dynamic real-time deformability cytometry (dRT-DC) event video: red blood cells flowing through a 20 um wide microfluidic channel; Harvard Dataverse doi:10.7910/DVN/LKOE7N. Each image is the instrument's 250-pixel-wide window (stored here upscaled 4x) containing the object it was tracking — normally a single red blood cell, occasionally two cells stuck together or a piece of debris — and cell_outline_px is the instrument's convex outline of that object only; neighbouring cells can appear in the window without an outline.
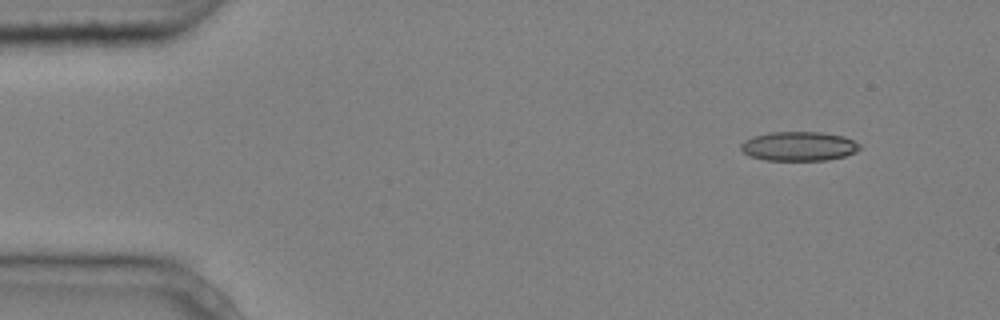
{"species": "common noctule bat (a hibernating species)", "species_latin": "Nyctalus noctula", "temperature_condition": "cold", "stored_images_in_passage": 5, "camera_frame_rate_fps": 3000, "um_per_image_px": 0.085, "animal": {"sex": "male", "body_mass_g": 20.4}, "frame": {"image": 1, "passage_image": 1, "time_ms": 0.0, "image_size_px": [1000, 320], "cell_outline_px": [[860, 148], [856, 152], [844, 156], [828, 160], [764, 160], [748, 156], [740, 148], [740, 144], [744, 140], [752, 136], [768, 132], [820, 132], [844, 136], [860, 144]], "centroid_in_image_um": [67.87, 12.43], "position_along_channel_um": 17.1, "area_um2": 20.4}}
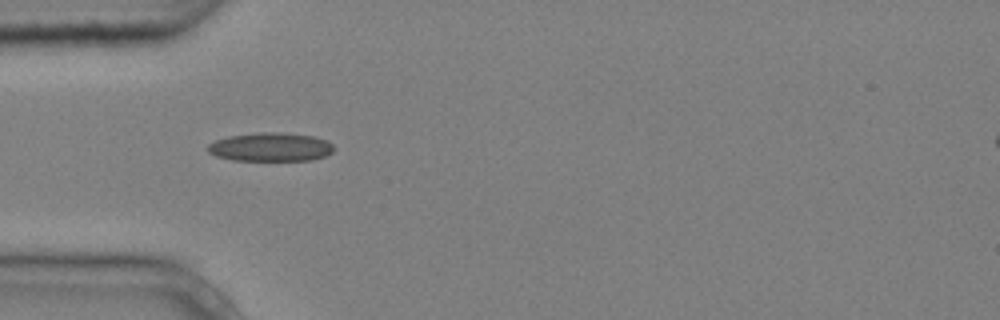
{"frame": {"image": 2, "passage_image": 4, "time_ms": 1.0, "image_size_px": [1000, 320], "cell_outline_px": [[336, 148], [332, 152], [324, 156], [312, 160], [232, 160], [216, 156], [208, 152], [208, 144], [216, 140], [228, 136], [264, 132], [280, 132], [312, 136], [328, 140]], "centroid_in_image_um": [23.02, 12.49], "position_along_channel_um": 62.0, "area_um2": 21.04}}
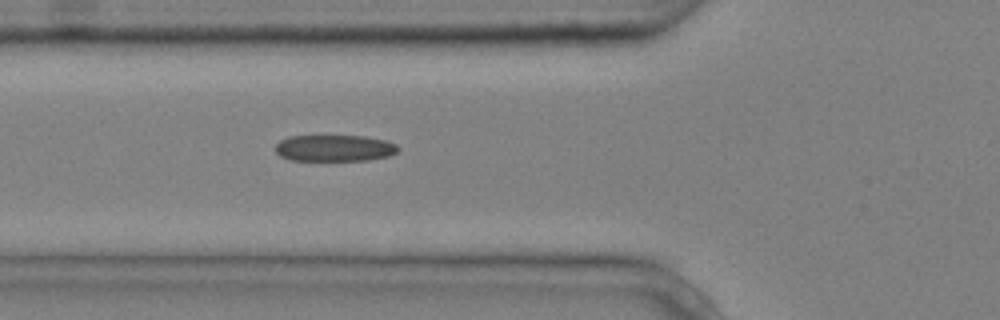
{"frame": {"image": 3, "passage_image": 5, "time_ms": 1.333, "image_size_px": [1000, 320], "cell_outline_px": [[400, 148], [396, 152], [388, 156], [368, 160], [292, 160], [280, 156], [276, 152], [276, 144], [280, 140], [288, 136], [364, 136], [384, 140], [396, 144]], "centroid_in_image_um": [28.42, 12.58], "position_along_channel_um": 97.4, "area_um2": 18.84}}